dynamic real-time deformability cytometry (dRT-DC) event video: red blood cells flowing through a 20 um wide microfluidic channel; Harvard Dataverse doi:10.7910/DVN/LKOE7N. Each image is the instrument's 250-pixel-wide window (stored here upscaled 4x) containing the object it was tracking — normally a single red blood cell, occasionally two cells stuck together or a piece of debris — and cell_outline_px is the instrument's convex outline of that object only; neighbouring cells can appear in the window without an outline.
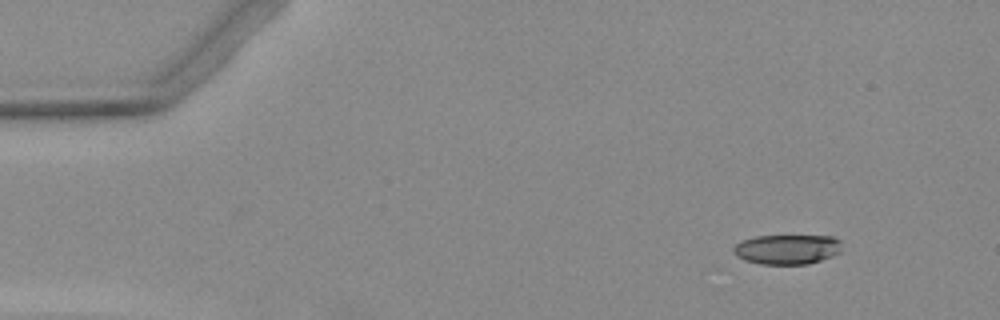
{"species": "Egyptian fruit bat (a non-hibernating species)", "species_latin": "Rousettus aegyptiacus", "temperature_condition": "warm", "stored_images_in_passage": 3, "camera_frame_rate_fps": 3000, "um_per_image_px": 0.085, "animal": {"sex": "female"}, "frame": {"image": 1, "passage_image": 3, "time_ms": 3.333, "image_size_px": [1000, 320], "cell_outline_px": [[840, 252], [832, 256], [808, 264], [760, 264], [744, 260], [736, 256], [732, 252], [732, 248], [740, 240], [756, 236], [832, 236], [840, 240]], "centroid_in_image_um": [66.86, 21.19], "position_along_channel_um": 18.1, "area_um2": 18.9}}